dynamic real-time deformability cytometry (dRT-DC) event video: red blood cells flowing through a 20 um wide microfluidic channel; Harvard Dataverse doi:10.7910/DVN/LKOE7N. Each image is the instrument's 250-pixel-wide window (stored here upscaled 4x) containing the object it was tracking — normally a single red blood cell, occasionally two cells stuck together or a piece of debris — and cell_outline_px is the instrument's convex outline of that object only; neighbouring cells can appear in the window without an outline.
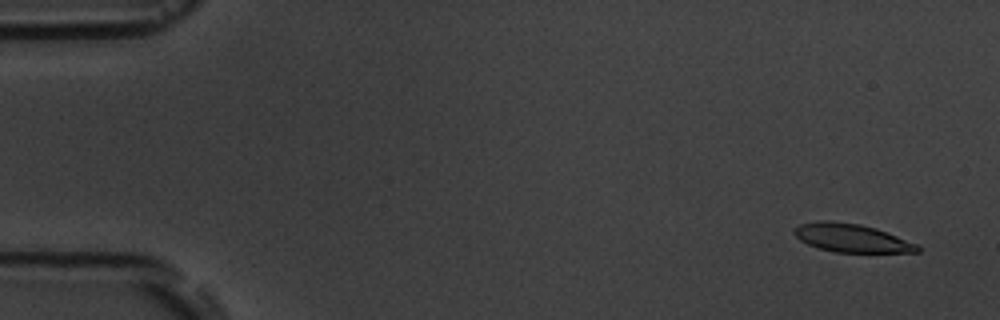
{"species": "common noctule bat (a hibernating species)", "species_latin": "Nyctalus noctula", "temperature_condition": "room temperature", "stored_images_in_passage": 3, "camera_frame_rate_fps": 3000, "um_per_image_px": 0.085, "animal": {"sex": "male", "body_mass_g": 19.5, "forearm_length_mm": 54.6}, "frame": {"image": 1, "passage_image": 1, "time_ms": 0.0, "image_size_px": [1000, 320], "cell_outline_px": [[920, 252], [836, 252], [820, 248], [808, 244], [800, 240], [792, 232], [800, 224], [820, 220], [832, 220], [860, 224], [876, 228], [916, 244], [920, 248]], "centroid_in_image_um": [72.35, 20.22], "position_along_channel_um": 12.6, "area_um2": 20.11}}